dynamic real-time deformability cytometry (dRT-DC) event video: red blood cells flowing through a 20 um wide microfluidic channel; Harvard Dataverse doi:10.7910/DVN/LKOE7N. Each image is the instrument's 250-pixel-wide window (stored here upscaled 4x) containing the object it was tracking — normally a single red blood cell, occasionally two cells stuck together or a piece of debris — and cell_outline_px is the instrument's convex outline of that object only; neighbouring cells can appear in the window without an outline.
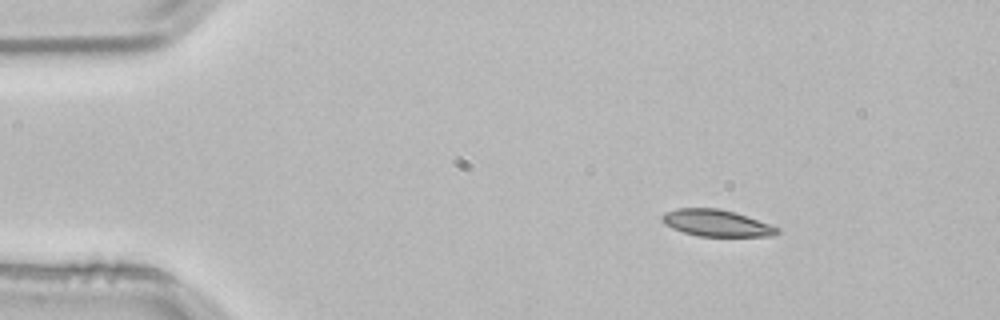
{"species": "common noctule bat (a hibernating species)", "species_latin": "Nyctalus noctula", "temperature_condition": "room temperature", "stored_images_in_passage": 3, "camera_frame_rate_fps": 3000, "um_per_image_px": 0.085, "animal": {"sex": "male", "body_mass_g": 21.5, "forearm_length_mm": 52.0}, "frame": {"image": 1, "passage_image": 1, "time_ms": 0.0, "image_size_px": [1000, 320], "cell_outline_px": [[780, 232], [772, 236], [700, 236], [684, 232], [672, 228], [664, 224], [660, 220], [660, 216], [664, 212], [676, 208], [720, 208], [736, 212], [748, 216], [780, 228]], "centroid_in_image_um": [60.88, 18.94], "position_along_channel_um": 24.1, "area_um2": 18.09}}
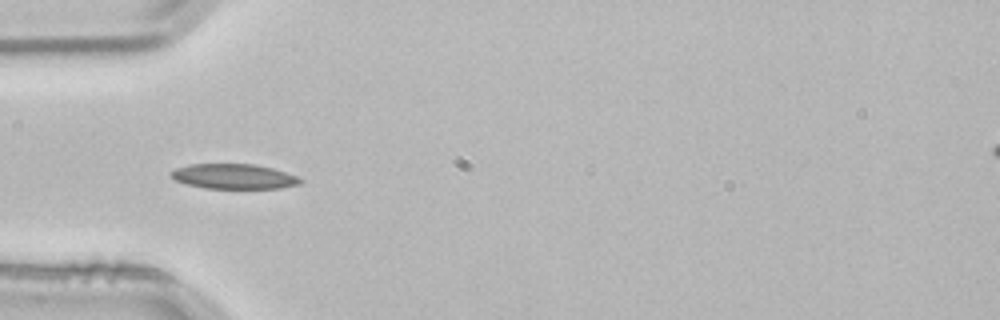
{"frame": {"image": 2, "passage_image": 3, "time_ms": 0.667, "image_size_px": [1000, 320], "cell_outline_px": [[304, 180], [300, 184], [280, 188], [204, 188], [188, 184], [176, 180], [172, 176], [172, 172], [176, 168], [188, 164], [256, 164], [272, 168], [296, 176]], "centroid_in_image_um": [19.91, 14.99], "position_along_channel_um": 65.1, "area_um2": 18.61}}